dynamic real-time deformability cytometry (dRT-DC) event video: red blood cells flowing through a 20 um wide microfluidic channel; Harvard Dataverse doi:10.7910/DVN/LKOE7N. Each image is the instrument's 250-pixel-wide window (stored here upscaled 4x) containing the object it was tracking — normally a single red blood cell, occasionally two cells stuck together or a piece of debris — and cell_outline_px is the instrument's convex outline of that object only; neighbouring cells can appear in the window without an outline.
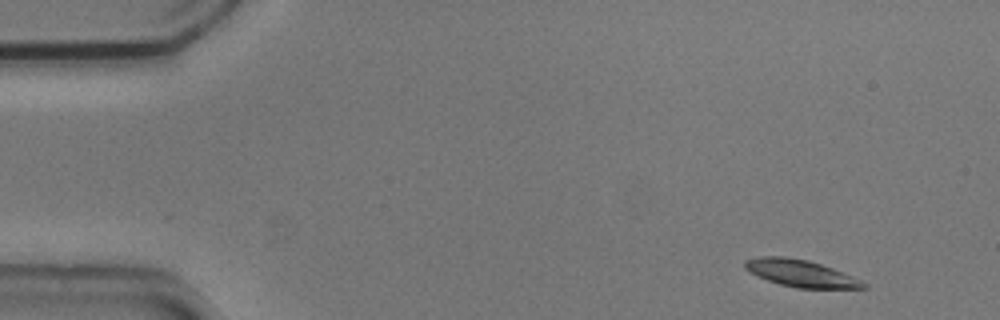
{"species": "common noctule bat (a hibernating species)", "species_latin": "Nyctalus noctula", "temperature_condition": "cold", "stored_images_in_passage": 4, "camera_frame_rate_fps": 3000, "um_per_image_px": 0.085, "animal": {"sex": "male", "body_mass_g": 20.5, "forearm_length_mm": 52.5}, "frame": {"image": 1, "passage_image": 1, "time_ms": 0.0, "image_size_px": [1000, 320], "cell_outline_px": [[868, 288], [796, 288], [780, 284], [768, 280], [744, 268], [744, 260], [760, 256], [784, 256], [808, 260], [832, 268], [852, 276], [868, 284]], "centroid_in_image_um": [68.07, 23.22], "position_along_channel_um": 16.9, "area_um2": 18.44}}
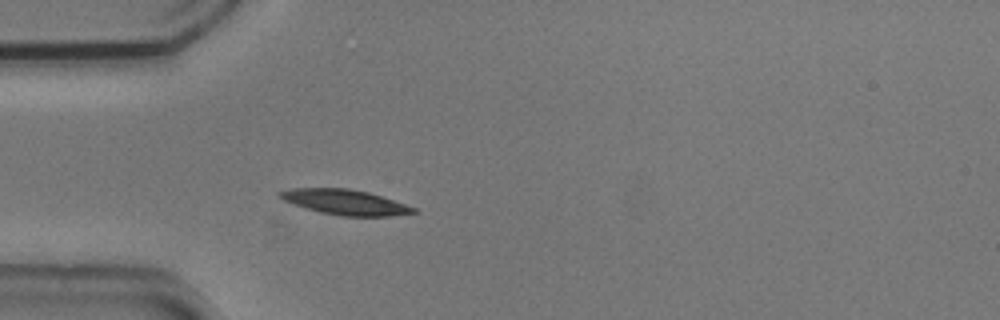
{"frame": {"image": 2, "passage_image": 4, "time_ms": 1.0, "image_size_px": [1000, 320], "cell_outline_px": [[420, 212], [388, 216], [340, 216], [320, 212], [304, 208], [292, 204], [276, 196], [276, 192], [292, 188], [348, 188], [368, 192], [416, 208]], "centroid_in_image_um": [29.27, 17.18], "position_along_channel_um": 55.7, "area_um2": 19.65}}